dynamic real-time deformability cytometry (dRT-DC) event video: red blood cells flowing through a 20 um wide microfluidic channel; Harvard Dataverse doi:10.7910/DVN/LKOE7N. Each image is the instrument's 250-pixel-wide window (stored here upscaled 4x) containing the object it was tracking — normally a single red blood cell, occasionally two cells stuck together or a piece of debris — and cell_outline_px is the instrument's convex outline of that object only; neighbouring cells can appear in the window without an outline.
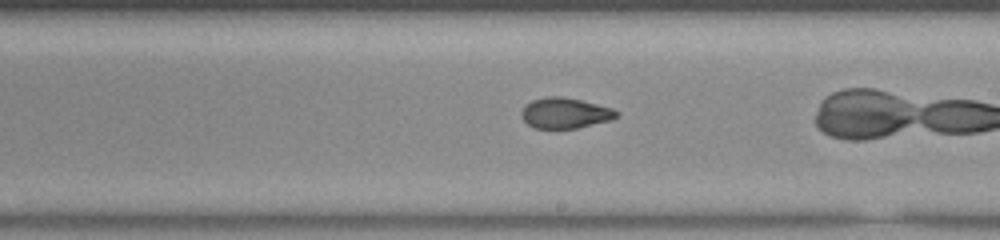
{"species": "common noctule bat (a hibernating species)", "species_latin": "Nyctalus noctula", "temperature_condition": "room temperature", "stored_images_in_passage": 39, "camera_frame_rate_fps": 3000, "um_per_image_px": 0.085, "animal": {"sex": "male", "body_mass_g": 20.0, "forearm_length_mm": 53.3}, "frame": {"image": 1, "passage_image": 28, "time_ms": 9.0, "image_size_px": [1000, 240], "cell_outline_px": [[620, 116], [612, 120], [576, 128], [536, 128], [528, 124], [520, 116], [520, 112], [532, 100], [548, 96], [560, 96], [580, 100], [612, 108], [620, 112]], "centroid_in_image_um": [48.06, 9.61], "position_along_channel_um": 240.9, "area_um2": 16.88}}
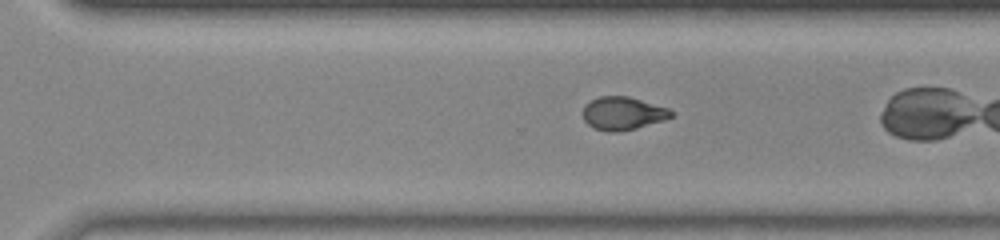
{"frame": {"image": 2, "passage_image": 34, "time_ms": 11.0, "image_size_px": [1000, 240], "cell_outline_px": [[676, 112], [672, 116], [664, 120], [636, 128], [620, 132], [608, 132], [592, 128], [584, 120], [584, 104], [600, 96], [628, 96], [668, 108]], "centroid_in_image_um": [52.95, 9.64], "position_along_channel_um": 317.7, "area_um2": 17.05}}